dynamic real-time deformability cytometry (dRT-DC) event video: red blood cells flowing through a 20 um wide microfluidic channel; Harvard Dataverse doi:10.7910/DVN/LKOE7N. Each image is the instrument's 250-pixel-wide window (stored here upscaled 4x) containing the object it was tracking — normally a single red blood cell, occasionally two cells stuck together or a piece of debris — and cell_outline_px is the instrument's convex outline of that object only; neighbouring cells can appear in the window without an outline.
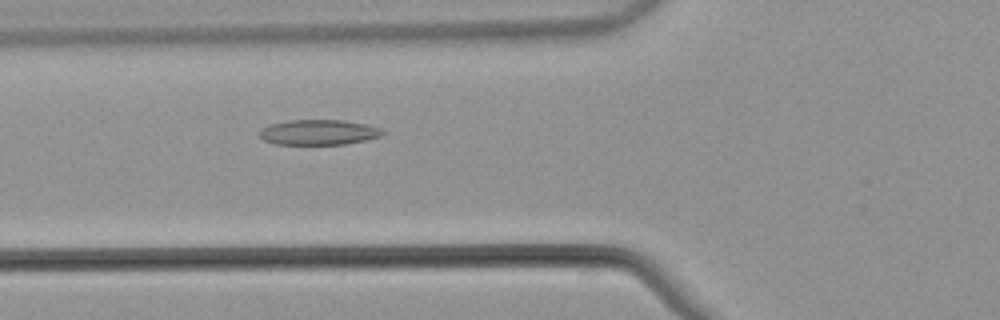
{"species": "common noctule bat (a hibernating species)", "species_latin": "Nyctalus noctula", "temperature_condition": "warm", "stored_images_in_passage": 45, "camera_frame_rate_fps": 3000, "um_per_image_px": 0.085, "animal": {"sex": "male", "body_mass_g": 21.5, "forearm_length_mm": 52.0}, "frame": {"image": 1, "passage_image": 12, "time_ms": 3.667, "image_size_px": [1000, 320], "cell_outline_px": [[384, 132], [380, 136], [364, 140], [344, 144], [276, 144], [264, 140], [260, 136], [260, 128], [272, 124], [288, 120], [344, 120], [368, 124], [380, 128]], "centroid_in_image_um": [27.08, 11.23], "position_along_channel_um": 98.7, "area_um2": 17.98}}
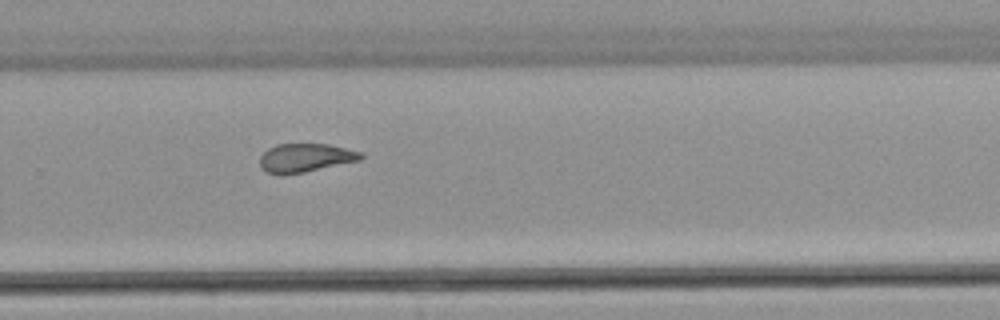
{"frame": {"image": 2, "passage_image": 28, "time_ms": 9.0, "image_size_px": [1000, 320], "cell_outline_px": [[364, 156], [360, 160], [304, 172], [280, 176], [268, 172], [260, 168], [260, 156], [268, 148], [276, 144], [328, 144], [360, 152]], "centroid_in_image_um": [25.9, 13.42], "position_along_channel_um": 303.9, "area_um2": 16.82}}
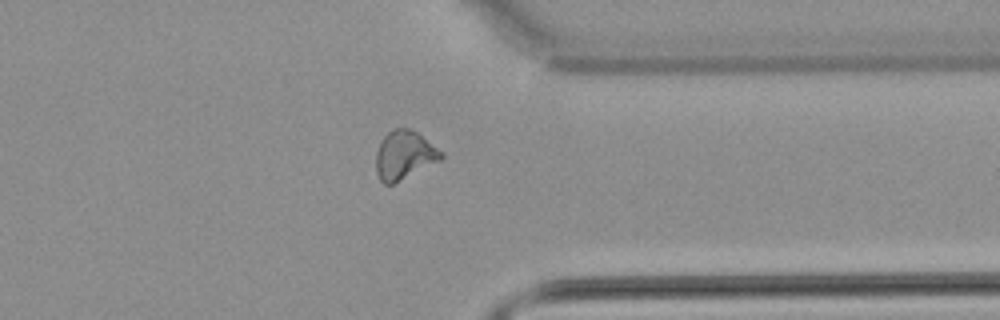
{"frame": {"image": 3, "passage_image": 34, "time_ms": 11.0, "image_size_px": [1000, 320], "cell_outline_px": [[444, 156], [440, 160], [392, 184], [384, 184], [380, 180], [376, 172], [376, 152], [380, 140], [392, 128], [408, 128], [416, 132], [444, 152]], "centroid_in_image_um": [34.34, 13.17], "position_along_channel_um": 377.1, "area_um2": 18.32}, "authors_computed_cell_mechanics": {"area_um2": 17.9758, "velocity_mm_per_s": 3.8451, "shape_relaxation_time_tau1_ms": null, "shape_relaxation_time_tau2_ms": 2.6697, "deformation_change_tau1": null, "deformation_change_tau2": 0.1088}}